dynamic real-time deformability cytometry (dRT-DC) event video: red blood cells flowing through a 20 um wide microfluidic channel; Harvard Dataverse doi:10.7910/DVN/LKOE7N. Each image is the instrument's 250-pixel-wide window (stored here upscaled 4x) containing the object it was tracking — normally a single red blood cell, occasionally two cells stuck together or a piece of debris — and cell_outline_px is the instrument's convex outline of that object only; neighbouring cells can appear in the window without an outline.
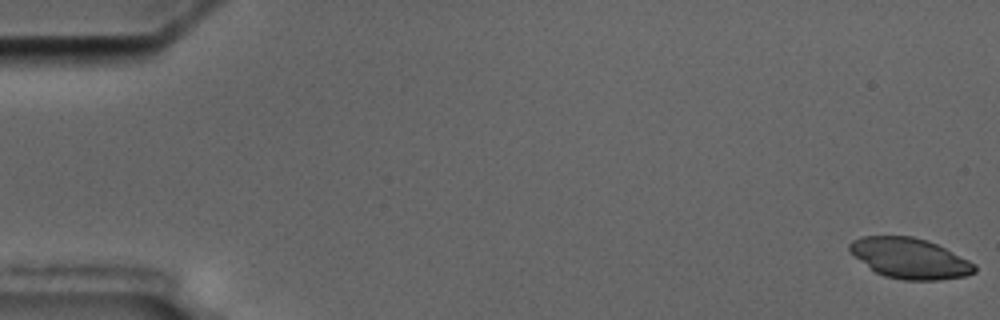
{"species": "common noctule bat (a hibernating species)", "species_latin": "Nyctalus noctula", "temperature_condition": "cold", "stored_images_in_passage": 57, "camera_frame_rate_fps": 3000, "um_per_image_px": 0.085, "animal": {"sex": "male", "body_mass_g": 17.5, "forearm_length_mm": 52.3}, "frame": {"image": 1, "passage_image": 1, "time_ms": 0.0, "image_size_px": [1000, 320], "cell_outline_px": [[976, 272], [964, 276], [940, 280], [904, 280], [884, 276], [876, 272], [856, 256], [848, 248], [848, 244], [852, 240], [864, 236], [912, 236], [928, 240], [976, 264]], "centroid_in_image_um": [77.35, 21.95], "position_along_channel_um": 7.6, "area_um2": 29.13}}
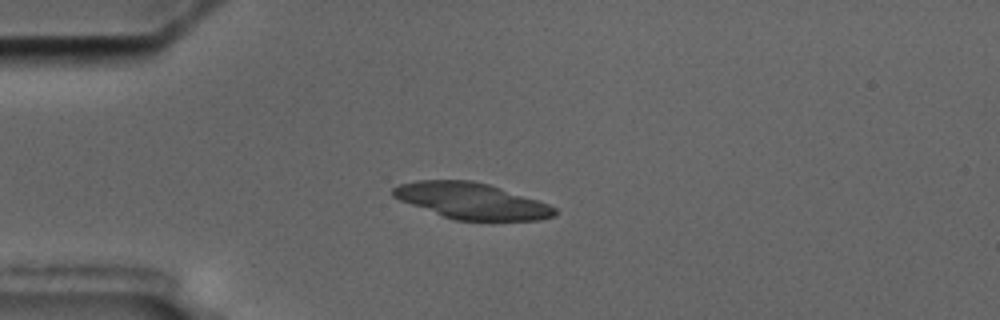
{"frame": {"image": 2, "passage_image": 15, "time_ms": 4.667, "image_size_px": [1000, 320], "cell_outline_px": [[556, 216], [540, 220], [452, 220], [400, 200], [392, 196], [392, 188], [400, 184], [416, 180], [472, 180], [488, 184], [548, 204], [556, 208]], "centroid_in_image_um": [40.06, 17.08], "position_along_channel_um": 44.9, "area_um2": 33.76}}